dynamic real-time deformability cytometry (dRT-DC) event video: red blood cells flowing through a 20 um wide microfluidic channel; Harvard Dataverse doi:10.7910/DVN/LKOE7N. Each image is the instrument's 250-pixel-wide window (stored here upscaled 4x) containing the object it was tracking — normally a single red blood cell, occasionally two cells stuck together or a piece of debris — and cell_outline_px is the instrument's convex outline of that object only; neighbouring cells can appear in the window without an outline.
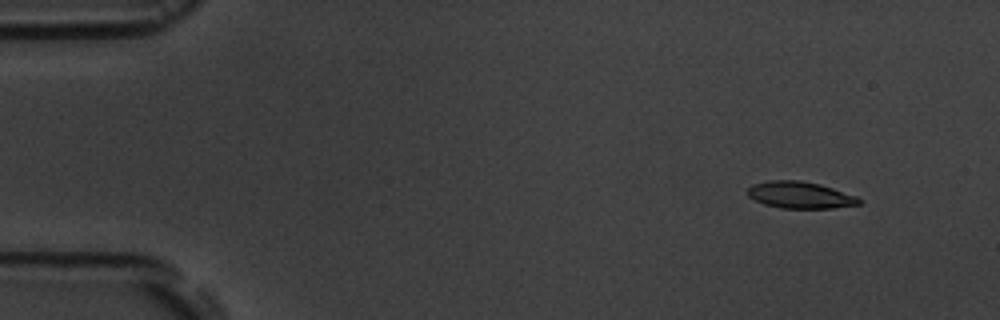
{"species": "common noctule bat (a hibernating species)", "species_latin": "Nyctalus noctula", "temperature_condition": "room temperature", "stored_images_in_passage": 6, "camera_frame_rate_fps": 3000, "um_per_image_px": 0.085, "animal": {"sex": "male", "body_mass_g": 19.5, "forearm_length_mm": 54.6}, "frame": {"image": 1, "passage_image": 2, "time_ms": 1.333, "image_size_px": [1000, 320], "cell_outline_px": [[864, 200], [860, 204], [832, 208], [780, 208], [764, 204], [748, 196], [748, 188], [752, 184], [768, 180], [800, 180], [820, 184], [856, 196]], "centroid_in_image_um": [68.01, 16.57], "position_along_channel_um": 17.0, "area_um2": 17.4}}
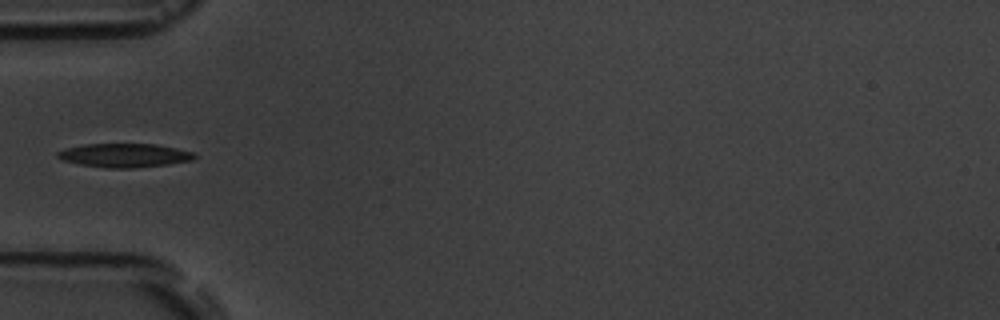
{"frame": {"image": 2, "passage_image": 5, "time_ms": 5.667, "image_size_px": [1000, 320], "cell_outline_px": [[196, 156], [192, 160], [168, 164], [132, 168], [108, 168], [80, 164], [64, 160], [56, 156], [56, 152], [64, 148], [84, 144], [156, 144], [196, 152]], "centroid_in_image_um": [10.58, 13.2], "position_along_channel_um": 74.4, "area_um2": 18.96}}
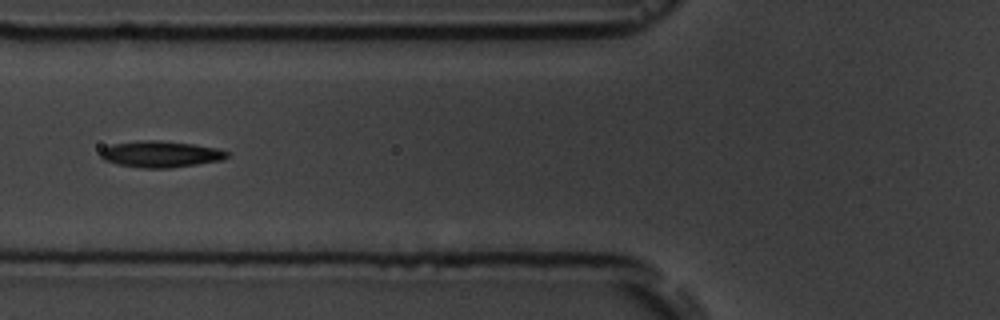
{"frame": {"image": 3, "passage_image": 6, "time_ms": 6.667, "image_size_px": [1000, 320], "cell_outline_px": [[228, 156], [224, 160], [168, 168], [144, 168], [116, 164], [104, 160], [100, 156], [100, 152], [104, 148], [112, 144], [140, 140], [160, 140], [192, 144], [216, 148], [228, 152]], "centroid_in_image_um": [13.63, 13.1], "position_along_channel_um": 112.2, "area_um2": 19.36}}